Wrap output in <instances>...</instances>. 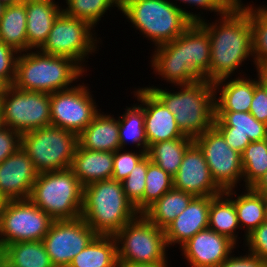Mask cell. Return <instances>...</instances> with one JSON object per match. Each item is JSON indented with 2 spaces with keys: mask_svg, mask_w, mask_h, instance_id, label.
<instances>
[{
  "mask_svg": "<svg viewBox=\"0 0 267 267\" xmlns=\"http://www.w3.org/2000/svg\"><path fill=\"white\" fill-rule=\"evenodd\" d=\"M154 48L150 56L153 73L169 84L189 85L201 79L209 82L210 37L198 22L173 41Z\"/></svg>",
  "mask_w": 267,
  "mask_h": 267,
  "instance_id": "obj_1",
  "label": "cell"
},
{
  "mask_svg": "<svg viewBox=\"0 0 267 267\" xmlns=\"http://www.w3.org/2000/svg\"><path fill=\"white\" fill-rule=\"evenodd\" d=\"M219 18L215 23H207L205 19L198 22L210 37L209 82L211 83L230 78L248 57L251 56L253 59L248 4L245 5L241 0H237Z\"/></svg>",
  "mask_w": 267,
  "mask_h": 267,
  "instance_id": "obj_2",
  "label": "cell"
},
{
  "mask_svg": "<svg viewBox=\"0 0 267 267\" xmlns=\"http://www.w3.org/2000/svg\"><path fill=\"white\" fill-rule=\"evenodd\" d=\"M181 7L171 0H121L120 11L157 47L176 39L193 22L203 20L201 14Z\"/></svg>",
  "mask_w": 267,
  "mask_h": 267,
  "instance_id": "obj_3",
  "label": "cell"
},
{
  "mask_svg": "<svg viewBox=\"0 0 267 267\" xmlns=\"http://www.w3.org/2000/svg\"><path fill=\"white\" fill-rule=\"evenodd\" d=\"M145 88L151 90L175 115V121L185 136L195 139L214 125L213 83L201 79L189 85H177L178 92L158 86Z\"/></svg>",
  "mask_w": 267,
  "mask_h": 267,
  "instance_id": "obj_4",
  "label": "cell"
},
{
  "mask_svg": "<svg viewBox=\"0 0 267 267\" xmlns=\"http://www.w3.org/2000/svg\"><path fill=\"white\" fill-rule=\"evenodd\" d=\"M85 72L72 58L28 50L17 57L13 85L23 91L51 94L73 88L75 85L72 83H76Z\"/></svg>",
  "mask_w": 267,
  "mask_h": 267,
  "instance_id": "obj_5",
  "label": "cell"
},
{
  "mask_svg": "<svg viewBox=\"0 0 267 267\" xmlns=\"http://www.w3.org/2000/svg\"><path fill=\"white\" fill-rule=\"evenodd\" d=\"M138 214L120 181L100 180L83 187L81 217L98 235L114 236Z\"/></svg>",
  "mask_w": 267,
  "mask_h": 267,
  "instance_id": "obj_6",
  "label": "cell"
},
{
  "mask_svg": "<svg viewBox=\"0 0 267 267\" xmlns=\"http://www.w3.org/2000/svg\"><path fill=\"white\" fill-rule=\"evenodd\" d=\"M29 199L53 220L81 217L83 186L70 168L39 173Z\"/></svg>",
  "mask_w": 267,
  "mask_h": 267,
  "instance_id": "obj_7",
  "label": "cell"
},
{
  "mask_svg": "<svg viewBox=\"0 0 267 267\" xmlns=\"http://www.w3.org/2000/svg\"><path fill=\"white\" fill-rule=\"evenodd\" d=\"M78 144L77 134L54 126L24 133L21 139L38 173L70 168Z\"/></svg>",
  "mask_w": 267,
  "mask_h": 267,
  "instance_id": "obj_8",
  "label": "cell"
},
{
  "mask_svg": "<svg viewBox=\"0 0 267 267\" xmlns=\"http://www.w3.org/2000/svg\"><path fill=\"white\" fill-rule=\"evenodd\" d=\"M114 238L119 264L168 263L165 231L143 214L129 221Z\"/></svg>",
  "mask_w": 267,
  "mask_h": 267,
  "instance_id": "obj_9",
  "label": "cell"
},
{
  "mask_svg": "<svg viewBox=\"0 0 267 267\" xmlns=\"http://www.w3.org/2000/svg\"><path fill=\"white\" fill-rule=\"evenodd\" d=\"M4 126L21 135L51 126L50 94L5 86L0 97Z\"/></svg>",
  "mask_w": 267,
  "mask_h": 267,
  "instance_id": "obj_10",
  "label": "cell"
},
{
  "mask_svg": "<svg viewBox=\"0 0 267 267\" xmlns=\"http://www.w3.org/2000/svg\"><path fill=\"white\" fill-rule=\"evenodd\" d=\"M93 29L95 28L87 21L69 17L62 12L39 50L44 54L72 58L87 72L82 63L88 62L85 58L88 59L89 54L97 53L99 49V41Z\"/></svg>",
  "mask_w": 267,
  "mask_h": 267,
  "instance_id": "obj_11",
  "label": "cell"
},
{
  "mask_svg": "<svg viewBox=\"0 0 267 267\" xmlns=\"http://www.w3.org/2000/svg\"><path fill=\"white\" fill-rule=\"evenodd\" d=\"M53 221L30 199L6 200L0 214V250L12 243L42 241Z\"/></svg>",
  "mask_w": 267,
  "mask_h": 267,
  "instance_id": "obj_12",
  "label": "cell"
},
{
  "mask_svg": "<svg viewBox=\"0 0 267 267\" xmlns=\"http://www.w3.org/2000/svg\"><path fill=\"white\" fill-rule=\"evenodd\" d=\"M84 83L50 94L51 126L79 135L100 111Z\"/></svg>",
  "mask_w": 267,
  "mask_h": 267,
  "instance_id": "obj_13",
  "label": "cell"
},
{
  "mask_svg": "<svg viewBox=\"0 0 267 267\" xmlns=\"http://www.w3.org/2000/svg\"><path fill=\"white\" fill-rule=\"evenodd\" d=\"M194 142L202 150L217 186L222 191L235 189L237 183L243 180L241 154L226 143L214 126L196 137Z\"/></svg>",
  "mask_w": 267,
  "mask_h": 267,
  "instance_id": "obj_14",
  "label": "cell"
},
{
  "mask_svg": "<svg viewBox=\"0 0 267 267\" xmlns=\"http://www.w3.org/2000/svg\"><path fill=\"white\" fill-rule=\"evenodd\" d=\"M98 234L82 217L73 220H54L42 242L54 267H69Z\"/></svg>",
  "mask_w": 267,
  "mask_h": 267,
  "instance_id": "obj_15",
  "label": "cell"
},
{
  "mask_svg": "<svg viewBox=\"0 0 267 267\" xmlns=\"http://www.w3.org/2000/svg\"><path fill=\"white\" fill-rule=\"evenodd\" d=\"M173 187L194 197L217 196L223 192L213 180L204 154L195 142L183 155L173 177Z\"/></svg>",
  "mask_w": 267,
  "mask_h": 267,
  "instance_id": "obj_16",
  "label": "cell"
},
{
  "mask_svg": "<svg viewBox=\"0 0 267 267\" xmlns=\"http://www.w3.org/2000/svg\"><path fill=\"white\" fill-rule=\"evenodd\" d=\"M134 92V96L143 107L148 148L154 143L179 139L185 136L175 121V115L151 90L140 87Z\"/></svg>",
  "mask_w": 267,
  "mask_h": 267,
  "instance_id": "obj_17",
  "label": "cell"
},
{
  "mask_svg": "<svg viewBox=\"0 0 267 267\" xmlns=\"http://www.w3.org/2000/svg\"><path fill=\"white\" fill-rule=\"evenodd\" d=\"M235 247L227 236L207 228L179 248L191 267H218L230 257Z\"/></svg>",
  "mask_w": 267,
  "mask_h": 267,
  "instance_id": "obj_18",
  "label": "cell"
},
{
  "mask_svg": "<svg viewBox=\"0 0 267 267\" xmlns=\"http://www.w3.org/2000/svg\"><path fill=\"white\" fill-rule=\"evenodd\" d=\"M213 126L240 154L250 142L267 139V124L258 121L250 112L215 111Z\"/></svg>",
  "mask_w": 267,
  "mask_h": 267,
  "instance_id": "obj_19",
  "label": "cell"
},
{
  "mask_svg": "<svg viewBox=\"0 0 267 267\" xmlns=\"http://www.w3.org/2000/svg\"><path fill=\"white\" fill-rule=\"evenodd\" d=\"M38 172L20 147L0 163V194L6 200L29 199Z\"/></svg>",
  "mask_w": 267,
  "mask_h": 267,
  "instance_id": "obj_20",
  "label": "cell"
},
{
  "mask_svg": "<svg viewBox=\"0 0 267 267\" xmlns=\"http://www.w3.org/2000/svg\"><path fill=\"white\" fill-rule=\"evenodd\" d=\"M211 196L194 197L176 218L164 229L167 247H180L196 233L208 228ZM170 245V246H169Z\"/></svg>",
  "mask_w": 267,
  "mask_h": 267,
  "instance_id": "obj_21",
  "label": "cell"
},
{
  "mask_svg": "<svg viewBox=\"0 0 267 267\" xmlns=\"http://www.w3.org/2000/svg\"><path fill=\"white\" fill-rule=\"evenodd\" d=\"M244 75L236 76V79L224 78L213 83L215 111L249 112L259 77L257 75V79L253 80Z\"/></svg>",
  "mask_w": 267,
  "mask_h": 267,
  "instance_id": "obj_22",
  "label": "cell"
},
{
  "mask_svg": "<svg viewBox=\"0 0 267 267\" xmlns=\"http://www.w3.org/2000/svg\"><path fill=\"white\" fill-rule=\"evenodd\" d=\"M61 13L62 7L55 0H26L27 51L39 50L43 46Z\"/></svg>",
  "mask_w": 267,
  "mask_h": 267,
  "instance_id": "obj_23",
  "label": "cell"
},
{
  "mask_svg": "<svg viewBox=\"0 0 267 267\" xmlns=\"http://www.w3.org/2000/svg\"><path fill=\"white\" fill-rule=\"evenodd\" d=\"M70 169L83 187L112 179L113 152L89 150L78 144Z\"/></svg>",
  "mask_w": 267,
  "mask_h": 267,
  "instance_id": "obj_24",
  "label": "cell"
},
{
  "mask_svg": "<svg viewBox=\"0 0 267 267\" xmlns=\"http://www.w3.org/2000/svg\"><path fill=\"white\" fill-rule=\"evenodd\" d=\"M82 148L115 152L120 147L119 122L112 115L99 111L92 122L78 135Z\"/></svg>",
  "mask_w": 267,
  "mask_h": 267,
  "instance_id": "obj_25",
  "label": "cell"
},
{
  "mask_svg": "<svg viewBox=\"0 0 267 267\" xmlns=\"http://www.w3.org/2000/svg\"><path fill=\"white\" fill-rule=\"evenodd\" d=\"M234 202L240 229L244 230V243L246 236L259 225L267 221V196L256 192L252 187H245V192L236 195L234 189L224 191ZM235 195L237 197H235ZM236 198L235 200L233 198Z\"/></svg>",
  "mask_w": 267,
  "mask_h": 267,
  "instance_id": "obj_26",
  "label": "cell"
},
{
  "mask_svg": "<svg viewBox=\"0 0 267 267\" xmlns=\"http://www.w3.org/2000/svg\"><path fill=\"white\" fill-rule=\"evenodd\" d=\"M4 267H54L42 241L8 244L1 249Z\"/></svg>",
  "mask_w": 267,
  "mask_h": 267,
  "instance_id": "obj_27",
  "label": "cell"
},
{
  "mask_svg": "<svg viewBox=\"0 0 267 267\" xmlns=\"http://www.w3.org/2000/svg\"><path fill=\"white\" fill-rule=\"evenodd\" d=\"M69 267H119L114 236L97 235L73 258Z\"/></svg>",
  "mask_w": 267,
  "mask_h": 267,
  "instance_id": "obj_28",
  "label": "cell"
},
{
  "mask_svg": "<svg viewBox=\"0 0 267 267\" xmlns=\"http://www.w3.org/2000/svg\"><path fill=\"white\" fill-rule=\"evenodd\" d=\"M26 0L5 7L0 20V41L11 46L18 53L27 51Z\"/></svg>",
  "mask_w": 267,
  "mask_h": 267,
  "instance_id": "obj_29",
  "label": "cell"
},
{
  "mask_svg": "<svg viewBox=\"0 0 267 267\" xmlns=\"http://www.w3.org/2000/svg\"><path fill=\"white\" fill-rule=\"evenodd\" d=\"M208 228L218 234L227 236L236 245L239 240L236 230L240 229L233 200L223 191L217 196H211L209 207Z\"/></svg>",
  "mask_w": 267,
  "mask_h": 267,
  "instance_id": "obj_30",
  "label": "cell"
},
{
  "mask_svg": "<svg viewBox=\"0 0 267 267\" xmlns=\"http://www.w3.org/2000/svg\"><path fill=\"white\" fill-rule=\"evenodd\" d=\"M194 198L192 194L175 189L166 192L143 215L158 228L165 229Z\"/></svg>",
  "mask_w": 267,
  "mask_h": 267,
  "instance_id": "obj_31",
  "label": "cell"
},
{
  "mask_svg": "<svg viewBox=\"0 0 267 267\" xmlns=\"http://www.w3.org/2000/svg\"><path fill=\"white\" fill-rule=\"evenodd\" d=\"M194 139L184 136L152 144L147 151L150 160L174 177L179 170L183 155Z\"/></svg>",
  "mask_w": 267,
  "mask_h": 267,
  "instance_id": "obj_32",
  "label": "cell"
},
{
  "mask_svg": "<svg viewBox=\"0 0 267 267\" xmlns=\"http://www.w3.org/2000/svg\"><path fill=\"white\" fill-rule=\"evenodd\" d=\"M126 111L119 116V136L121 149L126 148L129 141L140 150L148 151V141L145 135L143 107L133 104L126 106ZM128 142V143H127ZM142 148V149H141Z\"/></svg>",
  "mask_w": 267,
  "mask_h": 267,
  "instance_id": "obj_33",
  "label": "cell"
},
{
  "mask_svg": "<svg viewBox=\"0 0 267 267\" xmlns=\"http://www.w3.org/2000/svg\"><path fill=\"white\" fill-rule=\"evenodd\" d=\"M245 187H253L267 171V139L250 142L241 153Z\"/></svg>",
  "mask_w": 267,
  "mask_h": 267,
  "instance_id": "obj_34",
  "label": "cell"
},
{
  "mask_svg": "<svg viewBox=\"0 0 267 267\" xmlns=\"http://www.w3.org/2000/svg\"><path fill=\"white\" fill-rule=\"evenodd\" d=\"M66 8L62 12L72 18L82 19L94 28L99 24L105 12L113 6L120 11L121 0H65ZM65 8V9H64Z\"/></svg>",
  "mask_w": 267,
  "mask_h": 267,
  "instance_id": "obj_35",
  "label": "cell"
},
{
  "mask_svg": "<svg viewBox=\"0 0 267 267\" xmlns=\"http://www.w3.org/2000/svg\"><path fill=\"white\" fill-rule=\"evenodd\" d=\"M173 188V177L150 160L147 155V172L143 195V213Z\"/></svg>",
  "mask_w": 267,
  "mask_h": 267,
  "instance_id": "obj_36",
  "label": "cell"
},
{
  "mask_svg": "<svg viewBox=\"0 0 267 267\" xmlns=\"http://www.w3.org/2000/svg\"><path fill=\"white\" fill-rule=\"evenodd\" d=\"M248 16L252 29V53L255 66L267 58V5L253 7L248 4Z\"/></svg>",
  "mask_w": 267,
  "mask_h": 267,
  "instance_id": "obj_37",
  "label": "cell"
},
{
  "mask_svg": "<svg viewBox=\"0 0 267 267\" xmlns=\"http://www.w3.org/2000/svg\"><path fill=\"white\" fill-rule=\"evenodd\" d=\"M147 172V155L132 169L121 183L124 194L139 214H143V195Z\"/></svg>",
  "mask_w": 267,
  "mask_h": 267,
  "instance_id": "obj_38",
  "label": "cell"
},
{
  "mask_svg": "<svg viewBox=\"0 0 267 267\" xmlns=\"http://www.w3.org/2000/svg\"><path fill=\"white\" fill-rule=\"evenodd\" d=\"M123 150L118 149L113 153L112 179L120 182L128 177L135 165L147 155V151L145 150H139V153H135L134 151L125 152Z\"/></svg>",
  "mask_w": 267,
  "mask_h": 267,
  "instance_id": "obj_39",
  "label": "cell"
},
{
  "mask_svg": "<svg viewBox=\"0 0 267 267\" xmlns=\"http://www.w3.org/2000/svg\"><path fill=\"white\" fill-rule=\"evenodd\" d=\"M18 55L15 49L0 41V81L5 86L14 84Z\"/></svg>",
  "mask_w": 267,
  "mask_h": 267,
  "instance_id": "obj_40",
  "label": "cell"
},
{
  "mask_svg": "<svg viewBox=\"0 0 267 267\" xmlns=\"http://www.w3.org/2000/svg\"><path fill=\"white\" fill-rule=\"evenodd\" d=\"M248 252L267 262V221L246 236Z\"/></svg>",
  "mask_w": 267,
  "mask_h": 267,
  "instance_id": "obj_41",
  "label": "cell"
},
{
  "mask_svg": "<svg viewBox=\"0 0 267 267\" xmlns=\"http://www.w3.org/2000/svg\"><path fill=\"white\" fill-rule=\"evenodd\" d=\"M22 135L8 127L0 129V163L21 147Z\"/></svg>",
  "mask_w": 267,
  "mask_h": 267,
  "instance_id": "obj_42",
  "label": "cell"
},
{
  "mask_svg": "<svg viewBox=\"0 0 267 267\" xmlns=\"http://www.w3.org/2000/svg\"><path fill=\"white\" fill-rule=\"evenodd\" d=\"M249 112L258 120L267 124V96L266 83L259 79V84L255 87L254 96Z\"/></svg>",
  "mask_w": 267,
  "mask_h": 267,
  "instance_id": "obj_43",
  "label": "cell"
},
{
  "mask_svg": "<svg viewBox=\"0 0 267 267\" xmlns=\"http://www.w3.org/2000/svg\"><path fill=\"white\" fill-rule=\"evenodd\" d=\"M237 0H184V4L188 6H196L197 9L212 11L217 16L226 13ZM199 7V8H198Z\"/></svg>",
  "mask_w": 267,
  "mask_h": 267,
  "instance_id": "obj_44",
  "label": "cell"
},
{
  "mask_svg": "<svg viewBox=\"0 0 267 267\" xmlns=\"http://www.w3.org/2000/svg\"><path fill=\"white\" fill-rule=\"evenodd\" d=\"M234 255L235 254L232 253L230 257L218 267H267V262L265 260L251 253H246V255L243 256Z\"/></svg>",
  "mask_w": 267,
  "mask_h": 267,
  "instance_id": "obj_45",
  "label": "cell"
},
{
  "mask_svg": "<svg viewBox=\"0 0 267 267\" xmlns=\"http://www.w3.org/2000/svg\"><path fill=\"white\" fill-rule=\"evenodd\" d=\"M256 71L259 79L267 84V58L261 60L256 66Z\"/></svg>",
  "mask_w": 267,
  "mask_h": 267,
  "instance_id": "obj_46",
  "label": "cell"
},
{
  "mask_svg": "<svg viewBox=\"0 0 267 267\" xmlns=\"http://www.w3.org/2000/svg\"><path fill=\"white\" fill-rule=\"evenodd\" d=\"M252 188L267 196V171Z\"/></svg>",
  "mask_w": 267,
  "mask_h": 267,
  "instance_id": "obj_47",
  "label": "cell"
},
{
  "mask_svg": "<svg viewBox=\"0 0 267 267\" xmlns=\"http://www.w3.org/2000/svg\"><path fill=\"white\" fill-rule=\"evenodd\" d=\"M119 267H169L168 263H127V264H119Z\"/></svg>",
  "mask_w": 267,
  "mask_h": 267,
  "instance_id": "obj_48",
  "label": "cell"
},
{
  "mask_svg": "<svg viewBox=\"0 0 267 267\" xmlns=\"http://www.w3.org/2000/svg\"><path fill=\"white\" fill-rule=\"evenodd\" d=\"M5 6H9L12 4H19L24 2L25 0H0Z\"/></svg>",
  "mask_w": 267,
  "mask_h": 267,
  "instance_id": "obj_49",
  "label": "cell"
},
{
  "mask_svg": "<svg viewBox=\"0 0 267 267\" xmlns=\"http://www.w3.org/2000/svg\"><path fill=\"white\" fill-rule=\"evenodd\" d=\"M5 202H6V199L0 194V214L3 210Z\"/></svg>",
  "mask_w": 267,
  "mask_h": 267,
  "instance_id": "obj_50",
  "label": "cell"
},
{
  "mask_svg": "<svg viewBox=\"0 0 267 267\" xmlns=\"http://www.w3.org/2000/svg\"><path fill=\"white\" fill-rule=\"evenodd\" d=\"M5 7L6 6L0 1V20L3 17V13H4V10H5Z\"/></svg>",
  "mask_w": 267,
  "mask_h": 267,
  "instance_id": "obj_51",
  "label": "cell"
},
{
  "mask_svg": "<svg viewBox=\"0 0 267 267\" xmlns=\"http://www.w3.org/2000/svg\"><path fill=\"white\" fill-rule=\"evenodd\" d=\"M4 127V122H3V116H2V110L0 106V129Z\"/></svg>",
  "mask_w": 267,
  "mask_h": 267,
  "instance_id": "obj_52",
  "label": "cell"
},
{
  "mask_svg": "<svg viewBox=\"0 0 267 267\" xmlns=\"http://www.w3.org/2000/svg\"><path fill=\"white\" fill-rule=\"evenodd\" d=\"M4 88H5V85L0 81V97L3 93Z\"/></svg>",
  "mask_w": 267,
  "mask_h": 267,
  "instance_id": "obj_53",
  "label": "cell"
},
{
  "mask_svg": "<svg viewBox=\"0 0 267 267\" xmlns=\"http://www.w3.org/2000/svg\"><path fill=\"white\" fill-rule=\"evenodd\" d=\"M175 1H180V3H184V0H174V2H175Z\"/></svg>",
  "mask_w": 267,
  "mask_h": 267,
  "instance_id": "obj_54",
  "label": "cell"
}]
</instances>
